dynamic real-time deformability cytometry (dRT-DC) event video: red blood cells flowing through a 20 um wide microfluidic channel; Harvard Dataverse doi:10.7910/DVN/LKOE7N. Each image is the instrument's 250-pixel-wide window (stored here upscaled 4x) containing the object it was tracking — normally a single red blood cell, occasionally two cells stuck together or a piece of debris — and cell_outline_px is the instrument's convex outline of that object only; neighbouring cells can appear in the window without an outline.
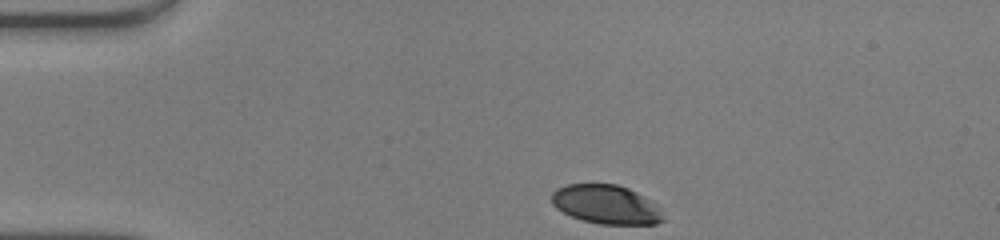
{"species": "human", "species_latin": "Homo sapiens", "temperature_condition": "warm", "stored_images_in_passage": 32, "camera_frame_rate_fps": 3000, "um_per_image_px": 0.085, "donor": {"sex": "male"}, "frame": {"image": 1, "passage_image": 1, "time_ms": 0.0, "image_size_px": [1000, 240], "cell_outline_px": [[664, 220], [656, 224], [600, 224], [584, 220], [572, 216], [556, 208], [552, 204], [552, 192], [556, 188], [568, 184], [616, 184], [628, 188], [644, 196], [660, 212]], "centroid_in_image_um": [51.47, 17.37], "position_along_channel_um": 33.5, "area_um2": 24.91}}
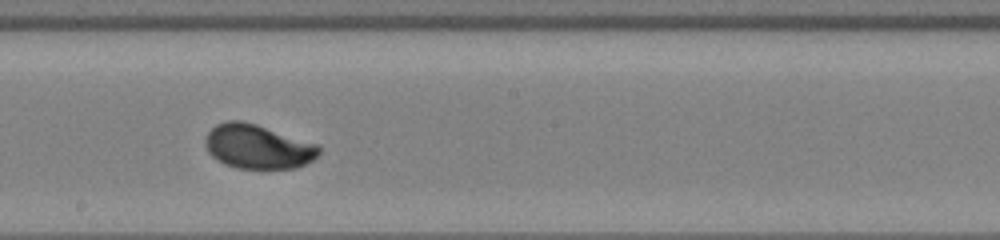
{"frame": {"image": 2, "passage_image": 19, "time_ms": 6.0, "image_size_px": [1000, 240], "cell_outline_px": [[320, 152], [312, 160], [296, 168], [236, 168], [224, 164], [216, 160], [208, 152], [204, 144], [204, 140], [208, 132], [216, 124], [224, 120], [240, 120], [256, 124], [320, 144]], "centroid_in_image_um": [21.89, 12.45], "position_along_channel_um": 226.3, "area_um2": 29.54}}
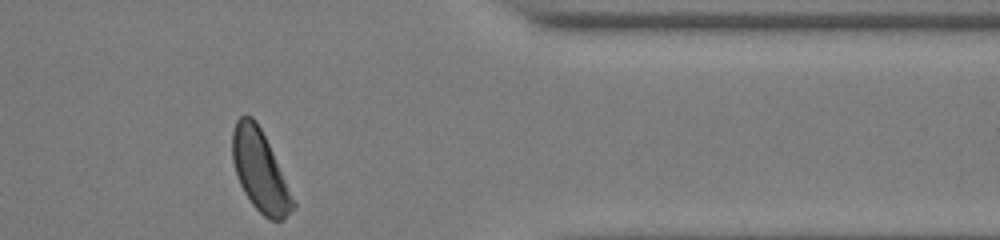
{"frame": {"image": 3, "passage_image": 32, "time_ms": 10.333, "image_size_px": [1000, 240], "cell_outline_px": [[296, 204], [284, 220], [268, 220], [252, 204], [244, 192], [236, 176], [232, 160], [232, 132], [236, 120], [240, 116], [252, 116], [256, 120], [272, 152]], "centroid_in_image_um": [22.07, 14.53], "position_along_channel_um": 389.3, "area_um2": 28.15}, "authors_computed_cell_mechanics": {"area_um2": 28.5532, "velocity_mm_per_s": 4.1572, "shape_relaxation_time_tau1_ms": 2.285, "shape_relaxation_time_tau2_ms": null, "deformation_change_tau1": 0.1429, "deformation_change_tau2": null}}